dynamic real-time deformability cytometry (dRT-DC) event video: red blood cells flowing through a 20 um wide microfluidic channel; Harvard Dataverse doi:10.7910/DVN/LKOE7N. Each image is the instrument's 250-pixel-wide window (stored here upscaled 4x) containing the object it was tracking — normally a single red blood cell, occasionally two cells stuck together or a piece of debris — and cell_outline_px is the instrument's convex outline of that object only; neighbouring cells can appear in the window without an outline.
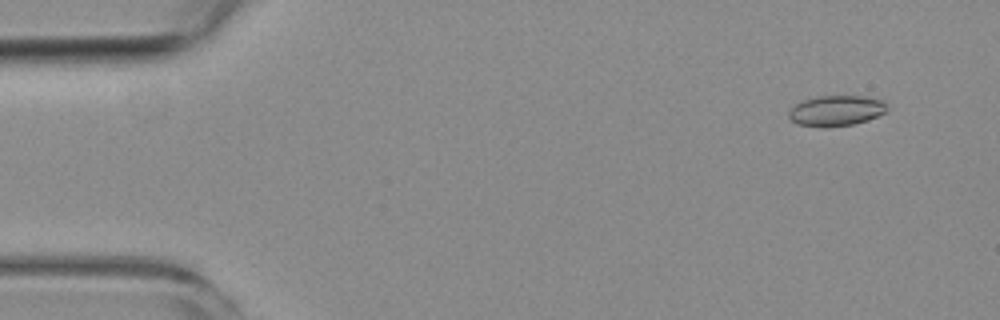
{"species": "common noctule bat (a hibernating species)", "species_latin": "Nyctalus noctula", "temperature_condition": "room temperature", "stored_images_in_passage": 3, "segment_of_instrument_passage": [2, 2], "camera_frame_rate_fps": 3000, "um_per_image_px": 0.085, "animal": {"sex": "female", "body_mass_g": 19.3, "forearm_length_mm": 54.1}, "frame": {"image": 1, "passage_image": 3, "time_ms": 2.333, "image_size_px": [1000, 320], "cell_outline_px": [[888, 108], [884, 112], [868, 120], [852, 124], [828, 128], [820, 128], [796, 124], [788, 116], [788, 112], [796, 104], [804, 100], [820, 96], [860, 96], [884, 100]], "centroid_in_image_um": [71.06, 9.43], "position_along_channel_um": 13.9, "area_um2": 17.51}}